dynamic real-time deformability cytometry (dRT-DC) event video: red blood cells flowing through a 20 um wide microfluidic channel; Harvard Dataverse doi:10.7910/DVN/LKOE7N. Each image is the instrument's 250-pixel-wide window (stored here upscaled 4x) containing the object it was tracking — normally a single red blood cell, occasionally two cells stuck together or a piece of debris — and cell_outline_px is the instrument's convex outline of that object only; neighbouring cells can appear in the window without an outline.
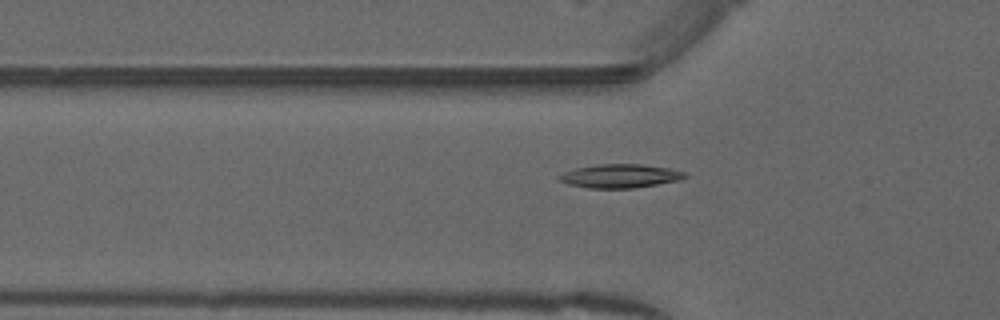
{"species": "common noctule bat (a hibernating species)", "species_latin": "Nyctalus noctula", "temperature_condition": "warm", "stored_images_in_passage": 24, "camera_frame_rate_fps": 3000, "um_per_image_px": 0.085, "animal": {"sex": "male", "forearm_length_mm": 52.5}, "frame": {"image": 1, "passage_image": 10, "time_ms": 3.0, "image_size_px": [1000, 320], "cell_outline_px": [[688, 176], [680, 180], [632, 188], [588, 188], [568, 184], [560, 180], [556, 176], [564, 172], [576, 168], [596, 164], [640, 164], [668, 168], [684, 172]], "centroid_in_image_um": [52.68, 14.96], "position_along_channel_um": 73.1, "area_um2": 17.22}}
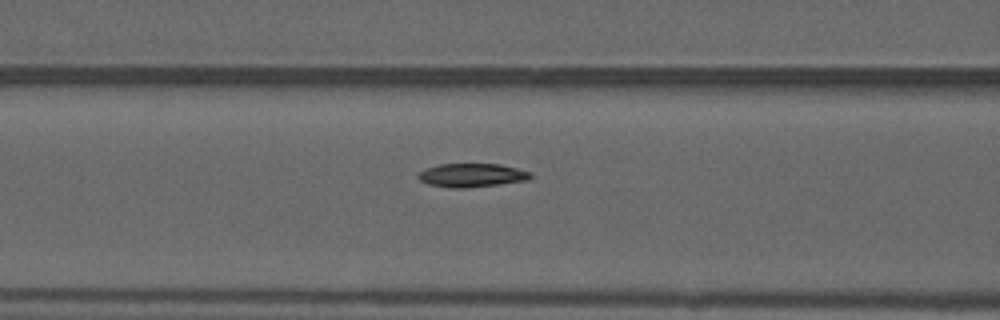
{"frame": {"image": 2, "passage_image": 14, "time_ms": 4.333, "image_size_px": [1000, 320], "cell_outline_px": [[532, 176], [528, 180], [500, 184], [464, 188], [448, 188], [428, 184], [420, 180], [416, 176], [416, 172], [436, 164], [500, 164], [532, 172]], "centroid_in_image_um": [40.06, 14.89], "position_along_channel_um": 126.5, "area_um2": 15.66}}
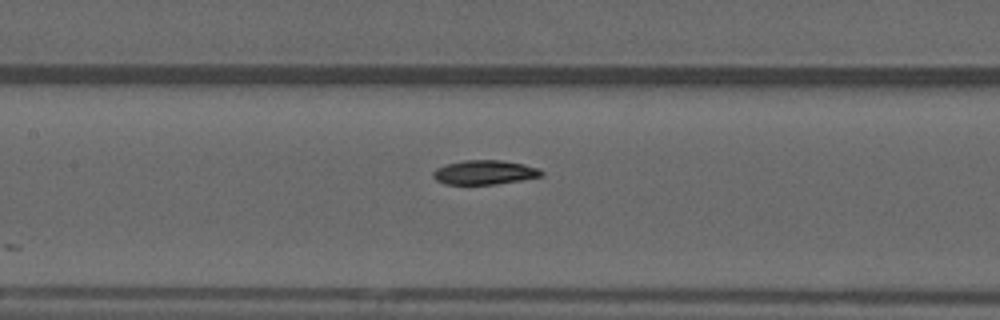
{"frame": {"image": 3, "passage_image": 17, "time_ms": 5.333, "image_size_px": [1000, 320], "cell_outline_px": [[544, 176], [496, 184], [444, 184], [436, 180], [432, 176], [432, 172], [436, 168], [448, 164], [464, 160], [500, 160], [524, 164], [540, 168], [544, 172]], "centroid_in_image_um": [41.21, 14.65], "position_along_channel_um": 166.2, "area_um2": 15.37}}